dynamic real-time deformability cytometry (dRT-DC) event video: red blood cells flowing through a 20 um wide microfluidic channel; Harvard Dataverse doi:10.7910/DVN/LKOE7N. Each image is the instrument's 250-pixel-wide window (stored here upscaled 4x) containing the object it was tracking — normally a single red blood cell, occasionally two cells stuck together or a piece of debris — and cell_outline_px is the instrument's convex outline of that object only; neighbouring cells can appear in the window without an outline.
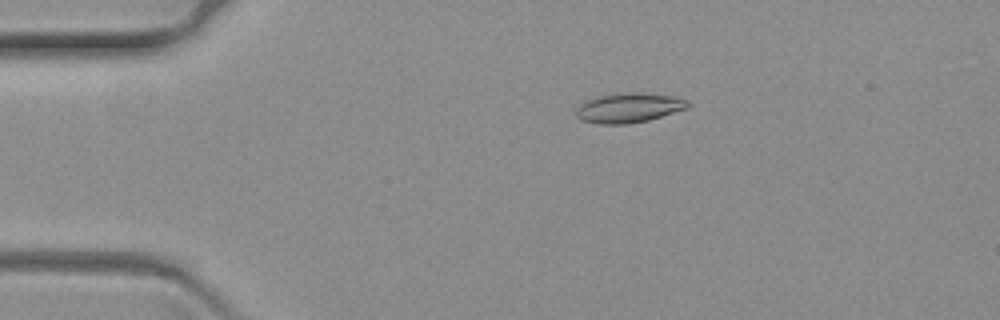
{"species": "common noctule bat (a hibernating species)", "species_latin": "Nyctalus noctula", "temperature_condition": "warm", "stored_images_in_passage": 55, "camera_frame_rate_fps": 3000, "um_per_image_px": 0.085, "animal": {"sex": "female", "body_mass_g": 19.3, "forearm_length_mm": 54.1}, "frame": {"image": 1, "passage_image": 3, "time_ms": 0.667, "image_size_px": [1000, 320], "cell_outline_px": [[692, 104], [688, 108], [648, 120], [628, 124], [600, 124], [580, 120], [576, 116], [576, 108], [580, 104], [588, 100], [600, 96], [628, 92], [636, 92], [672, 96], [688, 100]], "centroid_in_image_um": [53.46, 9.17], "position_along_channel_um": 31.5, "area_um2": 19.25}}
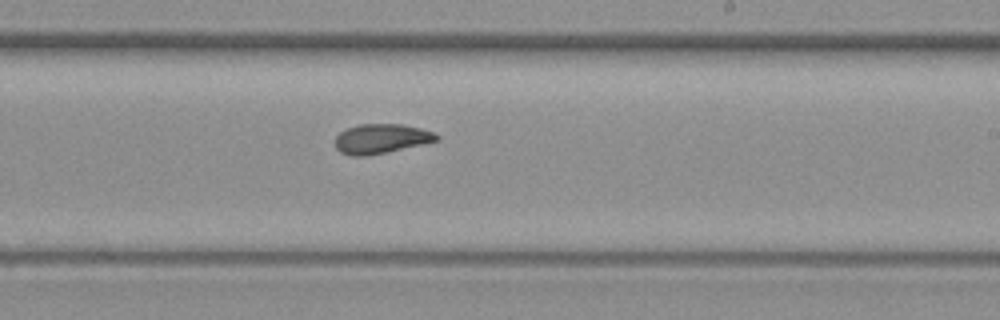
{"frame": {"image": 2, "passage_image": 29, "time_ms": 9.333, "image_size_px": [1000, 320], "cell_outline_px": [[440, 140], [368, 156], [352, 156], [340, 152], [336, 148], [336, 136], [340, 132], [348, 128], [360, 124], [400, 124], [420, 128], [436, 132], [440, 136]], "centroid_in_image_um": [32.42, 11.79], "position_along_channel_um": 256.6, "area_um2": 17.46}}
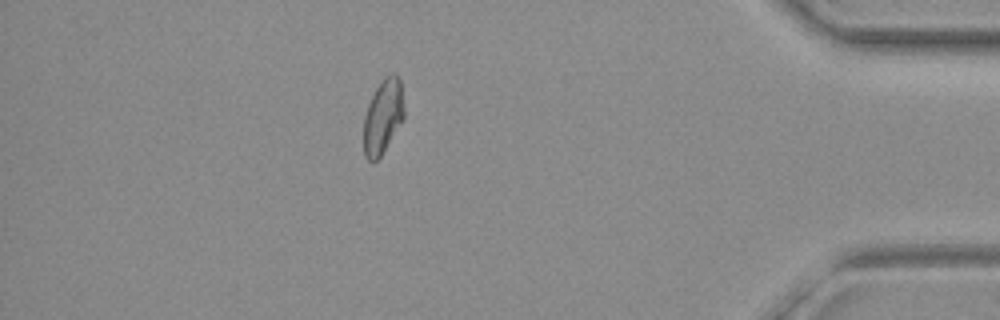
{"frame": {"image": 3, "passage_image": 47, "time_ms": 15.333, "image_size_px": [1000, 320], "cell_outline_px": [[404, 120], [380, 156], [376, 160], [368, 160], [364, 156], [364, 116], [368, 104], [380, 80], [384, 76], [392, 72], [396, 72], [400, 80], [404, 108]], "centroid_in_image_um": [32.56, 9.86], "position_along_channel_um": 402.6, "area_um2": 17.63}}